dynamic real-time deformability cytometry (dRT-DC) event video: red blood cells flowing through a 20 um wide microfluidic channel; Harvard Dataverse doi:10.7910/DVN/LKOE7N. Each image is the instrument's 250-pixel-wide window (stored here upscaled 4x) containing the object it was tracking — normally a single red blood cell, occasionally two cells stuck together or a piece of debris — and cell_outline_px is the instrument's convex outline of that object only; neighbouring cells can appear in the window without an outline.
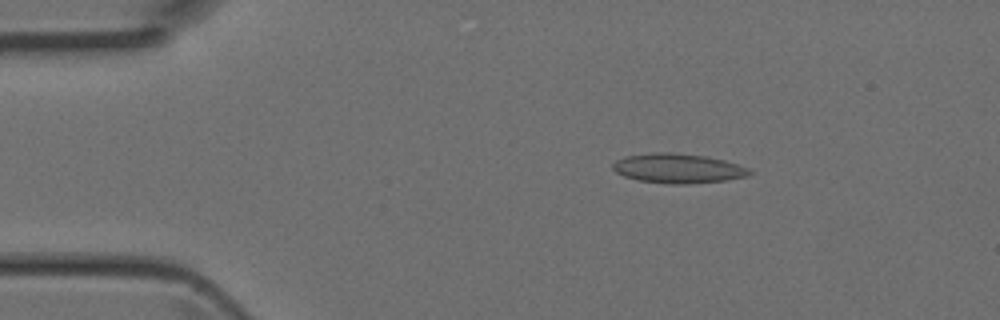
{"species": "Egyptian fruit bat (a non-hibernating species)", "species_latin": "Rousettus aegyptiacus", "temperature_condition": "room temperature", "stored_images_in_passage": 3, "camera_frame_rate_fps": 3000, "um_per_image_px": 0.085, "animal": {"sex": "female"}, "frame": {"image": 1, "passage_image": 1, "time_ms": 0.0, "image_size_px": [1000, 320], "cell_outline_px": [[752, 172], [748, 176], [724, 180], [688, 184], [668, 184], [640, 180], [624, 176], [616, 172], [612, 168], [612, 164], [616, 160], [624, 156], [652, 152], [668, 152], [704, 156], [724, 160], [748, 168]], "centroid_in_image_um": [57.59, 14.31], "position_along_channel_um": 27.4, "area_um2": 23.41}}
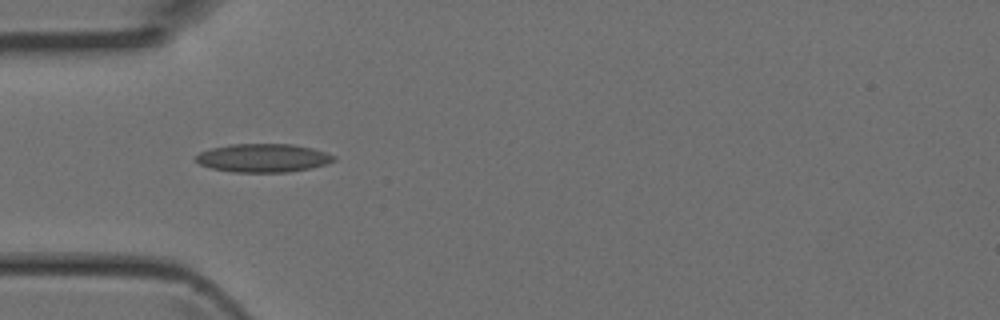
{"frame": {"image": 2, "passage_image": 2, "time_ms": 0.333, "image_size_px": [1000, 320], "cell_outline_px": [[336, 160], [328, 164], [312, 168], [288, 172], [232, 172], [212, 168], [200, 164], [192, 156], [200, 152], [212, 148], [228, 144], [292, 144], [312, 148], [336, 156]], "centroid_in_image_um": [22.37, 13.43], "position_along_channel_um": 62.6, "area_um2": 23.0}}
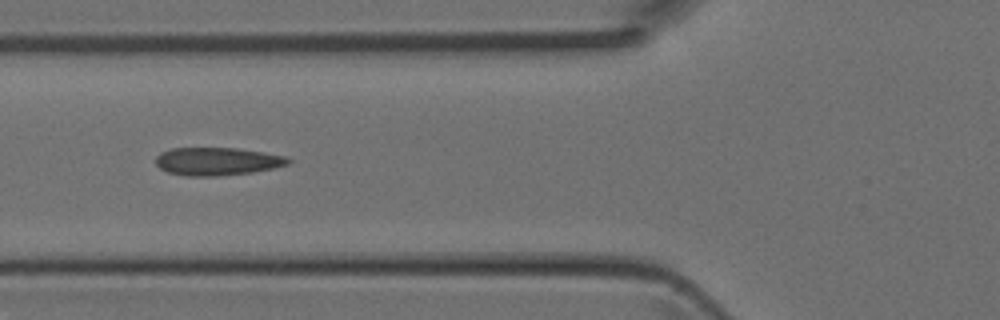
{"frame": {"image": 3, "passage_image": 3, "time_ms": 0.667, "image_size_px": [1000, 320], "cell_outline_px": [[292, 160], [288, 164], [272, 168], [252, 172], [216, 176], [188, 176], [168, 172], [160, 168], [156, 164], [156, 156], [160, 152], [172, 148], [236, 148], [288, 156]], "centroid_in_image_um": [18.46, 13.71], "position_along_channel_um": 107.3, "area_um2": 21.5}}